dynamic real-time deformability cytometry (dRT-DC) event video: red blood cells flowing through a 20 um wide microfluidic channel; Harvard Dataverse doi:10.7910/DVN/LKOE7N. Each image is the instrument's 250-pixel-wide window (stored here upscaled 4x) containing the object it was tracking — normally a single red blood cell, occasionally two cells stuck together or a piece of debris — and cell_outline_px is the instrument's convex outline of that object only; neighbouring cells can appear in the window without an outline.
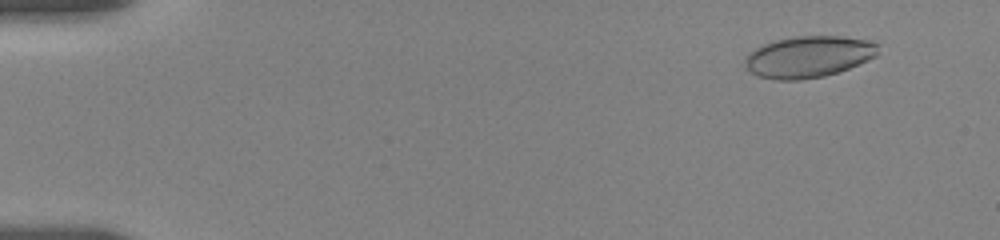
{"species": "human", "species_latin": "Homo sapiens", "temperature_condition": "room temperature", "stored_images_in_passage": 44, "camera_frame_rate_fps": 3000, "um_per_image_px": 0.085, "donor": {"sex": "female"}, "frame": {"image": 1, "passage_image": 6, "time_ms": 1.333, "image_size_px": [1000, 240], "cell_outline_px": [[880, 44], [876, 56], [868, 60], [848, 68], [824, 76], [800, 80], [776, 80], [756, 76], [744, 64], [744, 60], [748, 52], [772, 40], [796, 36], [840, 36], [864, 40]], "centroid_in_image_um": [68.69, 4.82], "position_along_channel_um": 16.3, "area_um2": 32.19}}
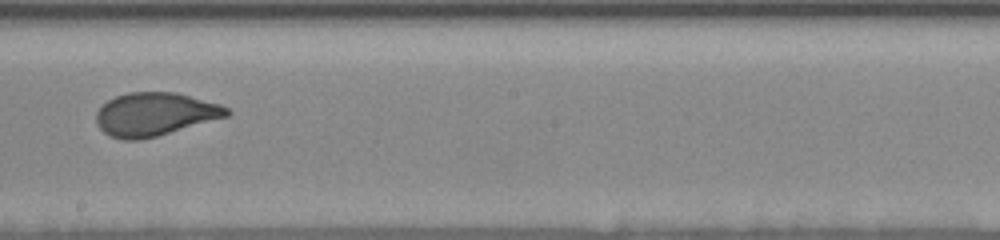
{"frame": {"image": 2, "passage_image": 27, "time_ms": 10.667, "image_size_px": [1000, 240], "cell_outline_px": [[232, 112], [228, 116], [156, 136], [140, 140], [124, 140], [108, 136], [96, 124], [96, 112], [108, 100], [116, 96], [128, 92], [176, 92], [220, 104], [228, 108]], "centroid_in_image_um": [13.15, 9.71], "position_along_channel_um": 235.1, "area_um2": 32.83}}
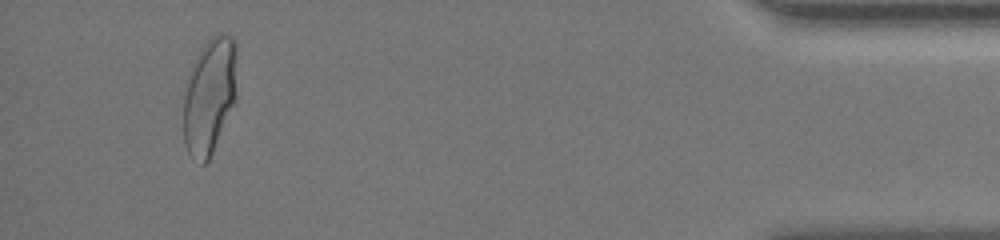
{"frame": {"image": 3, "passage_image": 43, "time_ms": 17.333, "image_size_px": [1000, 240], "cell_outline_px": [[236, 100], [212, 152], [208, 160], [204, 164], [200, 164], [188, 152], [184, 144], [184, 80], [196, 56], [208, 36], [216, 32], [228, 32], [236, 40]], "centroid_in_image_um": [17.81, 8.04], "position_along_channel_um": 417.4, "area_um2": 37.05}, "authors_computed_cell_mechanics": {"area_um2": 32.6281, "velocity_mm_per_s": 3.6342, "shape_relaxation_time_tau1_ms": 8.1176, "shape_relaxation_time_tau2_ms": null, "deformation_change_tau1": 0.2299, "deformation_change_tau2": null}}